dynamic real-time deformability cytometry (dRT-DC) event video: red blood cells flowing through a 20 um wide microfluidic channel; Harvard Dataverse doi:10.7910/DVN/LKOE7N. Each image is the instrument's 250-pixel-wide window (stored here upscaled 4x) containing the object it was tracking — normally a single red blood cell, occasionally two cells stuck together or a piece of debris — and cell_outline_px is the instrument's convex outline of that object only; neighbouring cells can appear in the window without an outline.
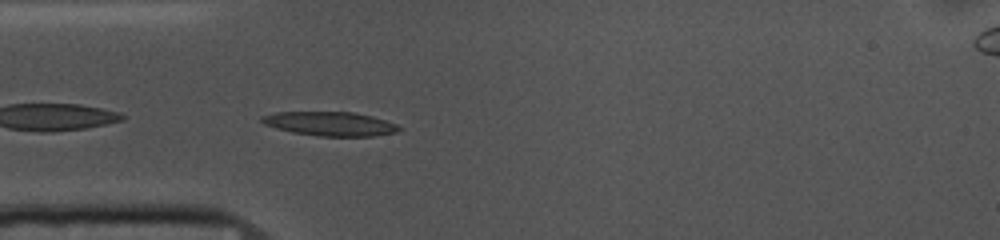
{"species": "common noctule bat (a hibernating species)", "species_latin": "Nyctalus noctula", "temperature_condition": "cold", "stored_images_in_passage": 41, "camera_frame_rate_fps": 3000, "um_per_image_px": 0.085, "animal": {"sex": "female", "body_mass_g": 10.0, "forearm_length_mm": 53.1}, "frame": {"image": 1, "passage_image": 2, "time_ms": 0.333, "image_size_px": [1000, 240], "cell_outline_px": [[404, 128], [396, 132], [372, 136], [320, 136], [292, 132], [276, 128], [264, 124], [260, 120], [260, 116], [276, 112], [352, 112], [372, 116], [396, 124]], "centroid_in_image_um": [28.05, 10.52], "position_along_channel_um": 57.0, "area_um2": 19.19}}
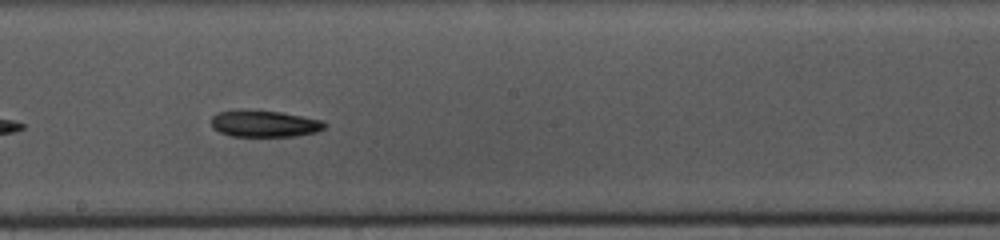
{"frame": {"image": 2, "passage_image": 16, "time_ms": 5.0, "image_size_px": [1000, 240], "cell_outline_px": [[328, 124], [324, 128], [316, 132], [296, 136], [232, 136], [220, 132], [212, 128], [212, 116], [216, 112], [236, 108], [240, 108], [280, 112], [324, 120]], "centroid_in_image_um": [22.45, 10.48], "position_along_channel_um": 225.8, "area_um2": 18.03}}
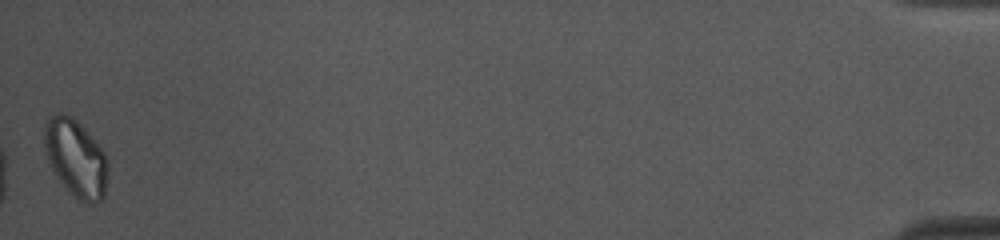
{"frame": {"image": 3, "passage_image": 41, "time_ms": 13.333, "image_size_px": [1000, 240], "cell_outline_px": [[108, 172], [104, 196], [100, 200], [92, 204], [88, 204], [80, 200], [68, 192], [56, 176], [48, 160], [44, 148], [44, 124], [52, 116], [60, 112], [72, 116], [84, 128], [104, 152], [108, 160]], "centroid_in_image_um": [6.44, 13.45], "position_along_channel_um": 428.8, "area_um2": 28.67}, "authors_computed_cell_mechanics": {"area_um2": 18.7272, "velocity_mm_per_s": 3.6435, "shape_relaxation_time_tau1_ms": 3.8802, "shape_relaxation_time_tau2_ms": null, "deformation_change_tau1": 0.1188, "deformation_change_tau2": null}}